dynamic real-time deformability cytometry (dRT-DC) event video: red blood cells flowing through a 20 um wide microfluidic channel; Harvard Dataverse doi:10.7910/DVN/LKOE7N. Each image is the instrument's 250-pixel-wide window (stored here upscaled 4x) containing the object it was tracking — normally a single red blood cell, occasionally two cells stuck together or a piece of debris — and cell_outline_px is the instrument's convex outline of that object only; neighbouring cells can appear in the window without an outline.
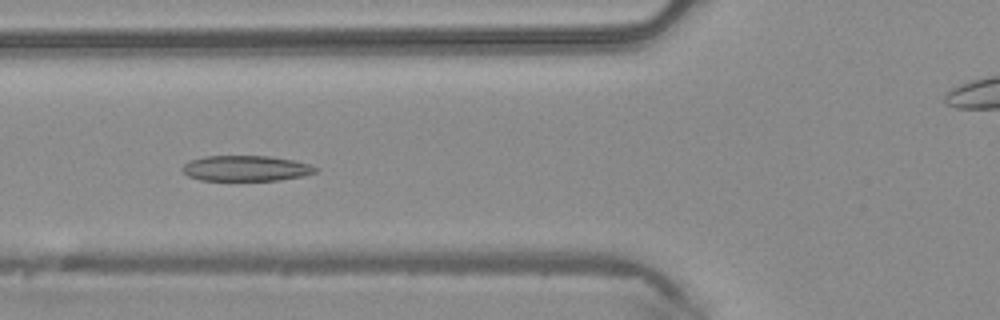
{"species": "common noctule bat (a hibernating species)", "species_latin": "Nyctalus noctula", "temperature_condition": "warm", "stored_images_in_passage": 47, "camera_frame_rate_fps": 3000, "um_per_image_px": 0.085, "animal": {"sex": "male", "body_mass_g": 20.4}, "frame": {"image": 1, "passage_image": 17, "time_ms": 5.333, "image_size_px": [1000, 320], "cell_outline_px": [[320, 168], [316, 172], [304, 176], [280, 180], [200, 180], [188, 176], [180, 168], [188, 160], [204, 156], [268, 156], [292, 160], [308, 164]], "centroid_in_image_um": [20.89, 14.31], "position_along_channel_um": 104.9, "area_um2": 19.88}}
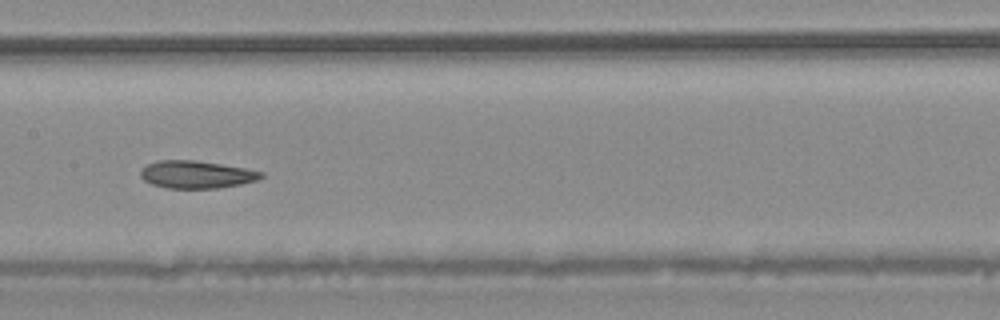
{"frame": {"image": 2, "passage_image": 23, "time_ms": 7.333, "image_size_px": [1000, 320], "cell_outline_px": [[264, 176], [256, 180], [240, 184], [220, 188], [168, 188], [152, 184], [144, 180], [140, 176], [140, 172], [148, 164], [160, 160], [196, 160], [244, 168], [264, 172]], "centroid_in_image_um": [16.7, 14.83], "position_along_channel_um": 190.7, "area_um2": 19.19}}
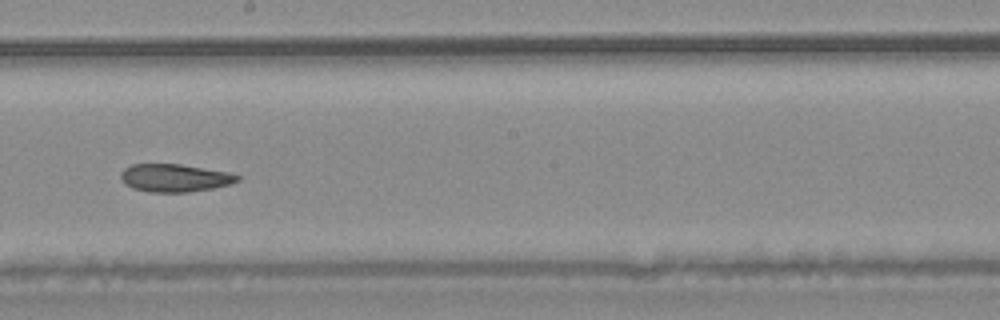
{"frame": {"image": 3, "passage_image": 26, "time_ms": 8.333, "image_size_px": [1000, 320], "cell_outline_px": [[240, 180], [232, 184], [212, 188], [188, 192], [148, 192], [132, 188], [124, 184], [120, 176], [120, 172], [124, 168], [132, 164], [180, 164], [228, 172], [240, 176]], "centroid_in_image_um": [14.83, 15.12], "position_along_channel_um": 233.4, "area_um2": 19.02}}